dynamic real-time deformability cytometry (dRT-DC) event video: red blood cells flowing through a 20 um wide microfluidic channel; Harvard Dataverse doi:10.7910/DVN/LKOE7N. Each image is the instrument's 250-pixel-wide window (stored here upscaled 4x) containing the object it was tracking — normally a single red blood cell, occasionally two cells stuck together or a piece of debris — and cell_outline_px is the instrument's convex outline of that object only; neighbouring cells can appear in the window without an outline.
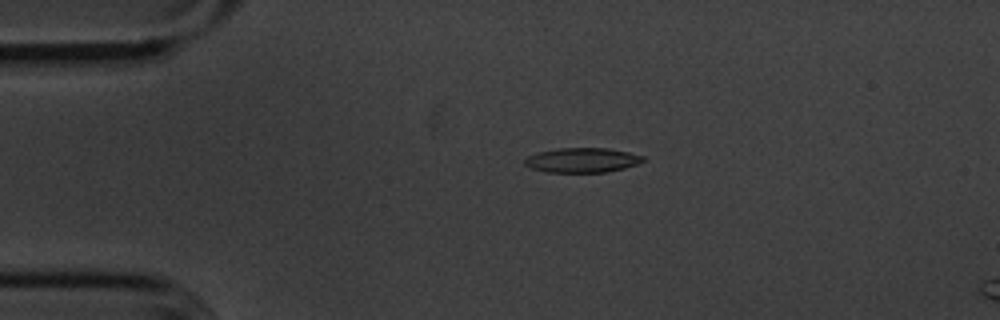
{"species": "common noctule bat (a hibernating species)", "species_latin": "Nyctalus noctula", "temperature_condition": "cold", "stored_images_in_passage": 45, "camera_frame_rate_fps": 3000, "um_per_image_px": 0.085, "animal": {"sex": "male", "body_mass_g": 20.1, "forearm_length_mm": 53.5}, "frame": {"image": 1, "passage_image": 1, "time_ms": 0.0, "image_size_px": [1000, 320], "cell_outline_px": [[644, 160], [636, 164], [624, 168], [604, 172], [548, 172], [528, 168], [524, 164], [524, 160], [528, 156], [540, 152], [560, 148], [608, 148], [628, 152], [644, 156]], "centroid_in_image_um": [49.46, 13.61], "position_along_channel_um": 35.5, "area_um2": 16.88}}
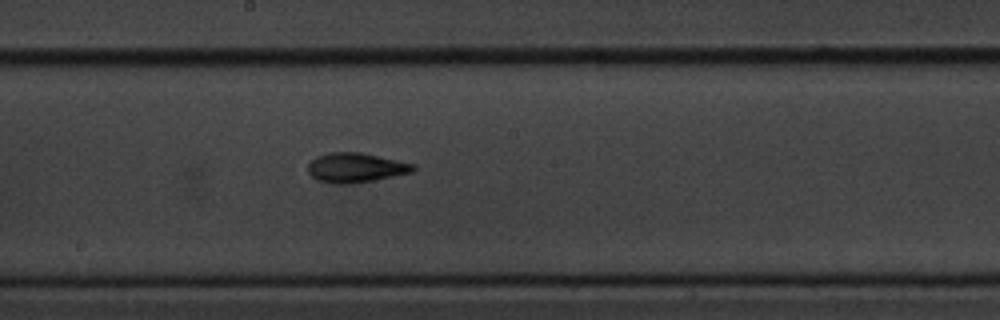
{"frame": {"image": 2, "passage_image": 19, "time_ms": 6.0, "image_size_px": [1000, 320], "cell_outline_px": [[416, 168], [412, 172], [372, 180], [348, 184], [332, 184], [316, 180], [308, 172], [308, 164], [316, 156], [328, 152], [360, 152], [416, 164]], "centroid_in_image_um": [30.2, 14.25], "position_along_channel_um": 218.0, "area_um2": 18.15}}
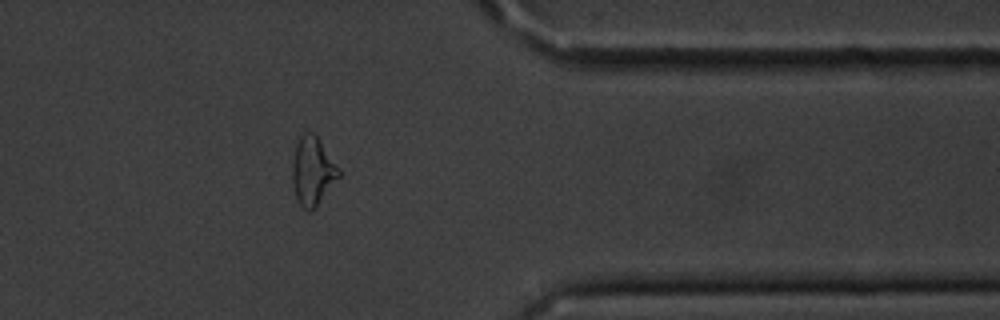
{"frame": {"image": 3, "passage_image": 34, "time_ms": 11.0, "image_size_px": [1000, 320], "cell_outline_px": [[340, 176], [316, 208], [304, 208], [300, 204], [296, 196], [292, 180], [292, 164], [296, 144], [300, 136], [304, 132], [312, 132], [316, 136], [340, 168]], "centroid_in_image_um": [26.58, 14.53], "position_along_channel_um": 384.8, "area_um2": 18.26}, "authors_computed_cell_mechanics": {"area_um2": 17.6868, "velocity_mm_per_s": 3.6037, "shape_relaxation_time_tau1_ms": 3.4594, "shape_relaxation_time_tau2_ms": 4.0969, "deformation_change_tau1": 0.1469, "deformation_change_tau2": 0.1362}}